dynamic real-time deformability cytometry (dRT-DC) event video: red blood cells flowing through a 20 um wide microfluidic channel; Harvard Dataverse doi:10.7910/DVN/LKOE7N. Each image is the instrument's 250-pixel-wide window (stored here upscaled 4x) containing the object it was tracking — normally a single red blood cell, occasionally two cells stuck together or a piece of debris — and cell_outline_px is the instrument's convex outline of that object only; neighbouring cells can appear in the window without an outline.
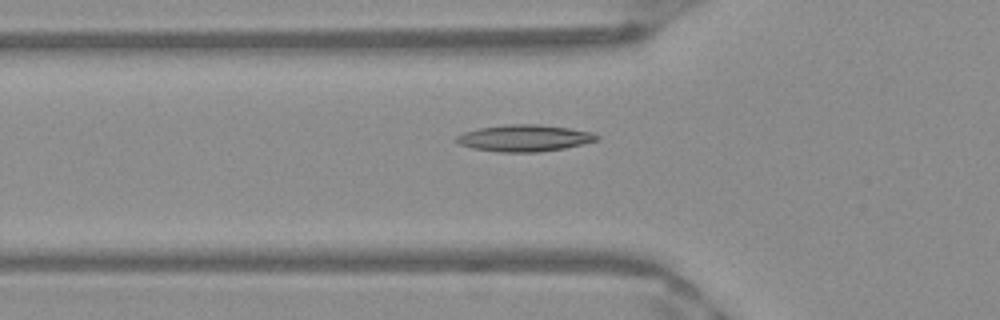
{"species": "Egyptian fruit bat (a non-hibernating species)", "species_latin": "Rousettus aegyptiacus", "temperature_condition": "warm", "stored_images_in_passage": 51, "camera_frame_rate_fps": 3000, "um_per_image_px": 0.085, "frame": {"image": 1, "passage_image": 18, "time_ms": 5.667, "image_size_px": [1000, 320], "cell_outline_px": [[600, 140], [564, 148], [540, 152], [500, 152], [472, 148], [460, 144], [456, 140], [456, 136], [464, 132], [480, 128], [504, 124], [536, 124], [568, 128], [592, 132], [600, 136]], "centroid_in_image_um": [44.6, 11.74], "position_along_channel_um": 81.2, "area_um2": 21.79}}
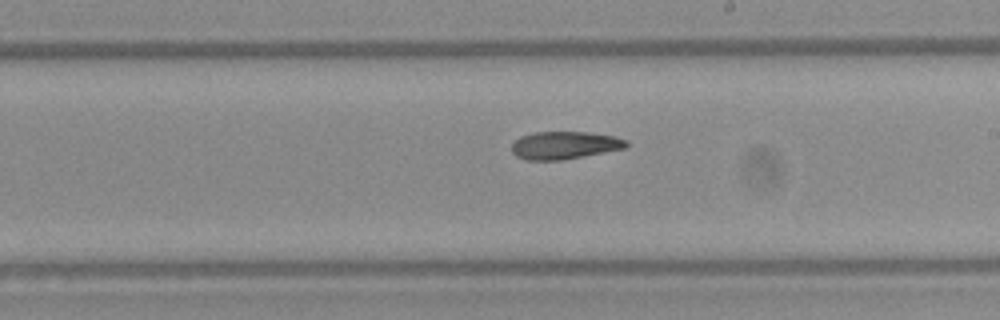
{"frame": {"image": 2, "passage_image": 30, "time_ms": 9.667, "image_size_px": [1000, 320], "cell_outline_px": [[628, 144], [624, 148], [560, 160], [524, 160], [516, 156], [512, 152], [512, 144], [520, 136], [532, 132], [588, 132], [616, 136], [628, 140]], "centroid_in_image_um": [47.96, 12.33], "position_along_channel_um": 241.0, "area_um2": 18.44}}
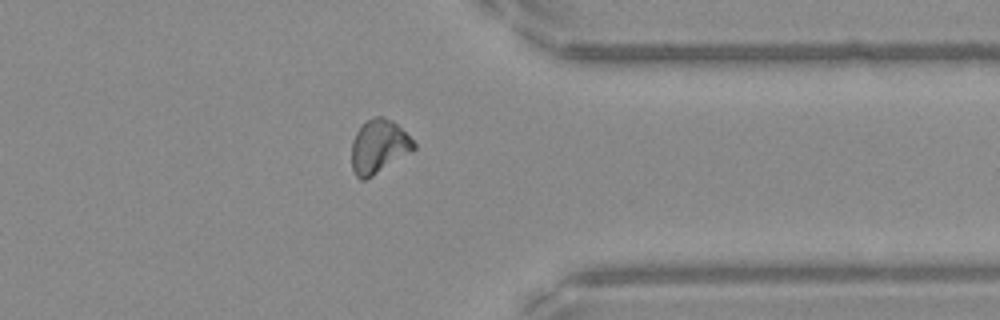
{"frame": {"image": 3, "passage_image": 41, "time_ms": 13.333, "image_size_px": [1000, 320], "cell_outline_px": [[416, 148], [412, 152], [372, 176], [364, 180], [360, 180], [356, 176], [352, 168], [352, 140], [356, 132], [368, 120], [376, 116], [384, 116], [392, 120], [416, 144]], "centroid_in_image_um": [32.19, 12.47], "position_along_channel_um": 379.2, "area_um2": 19.25}}